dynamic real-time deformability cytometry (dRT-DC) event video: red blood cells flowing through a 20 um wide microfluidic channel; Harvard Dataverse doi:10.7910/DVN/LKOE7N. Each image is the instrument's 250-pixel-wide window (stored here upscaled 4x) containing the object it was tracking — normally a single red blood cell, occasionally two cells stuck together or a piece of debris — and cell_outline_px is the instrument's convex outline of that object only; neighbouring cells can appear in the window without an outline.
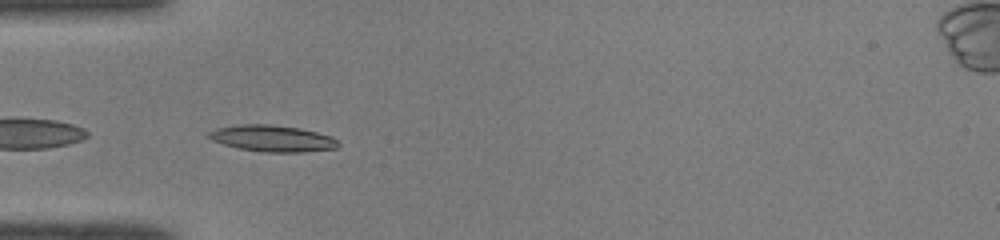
{"species": "common noctule bat (a hibernating species)", "species_latin": "Nyctalus noctula", "temperature_condition": "room temperature", "stored_images_in_passage": 35, "camera_frame_rate_fps": 3000, "um_per_image_px": 0.085, "animal": {"sex": "male", "body_mass_g": 19.0, "forearm_length_mm": 50.8}, "frame": {"image": 1, "passage_image": 1, "time_ms": 0.0, "image_size_px": [1000, 240], "cell_outline_px": [[340, 144], [336, 148], [300, 152], [264, 152], [240, 148], [224, 144], [212, 140], [208, 136], [208, 132], [216, 128], [236, 124], [268, 124], [300, 128], [332, 136]], "centroid_in_image_um": [23.14, 11.75], "position_along_channel_um": 61.9, "area_um2": 19.83}}
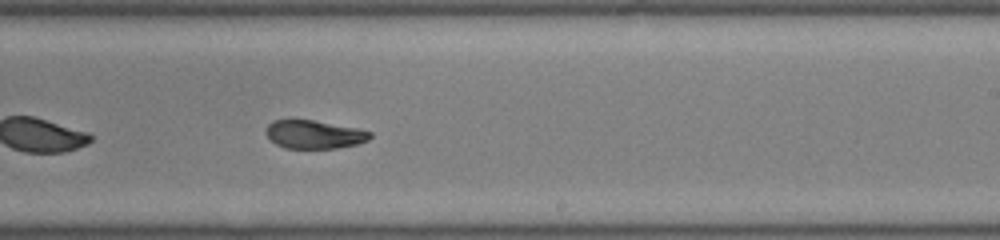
{"frame": {"image": 2, "passage_image": 16, "time_ms": 5.0, "image_size_px": [1000, 240], "cell_outline_px": [[372, 136], [368, 140], [356, 144], [336, 148], [284, 148], [276, 144], [264, 132], [268, 124], [272, 120], [312, 120], [356, 128], [372, 132]], "centroid_in_image_um": [26.69, 11.43], "position_along_channel_um": 262.3, "area_um2": 17.05}}
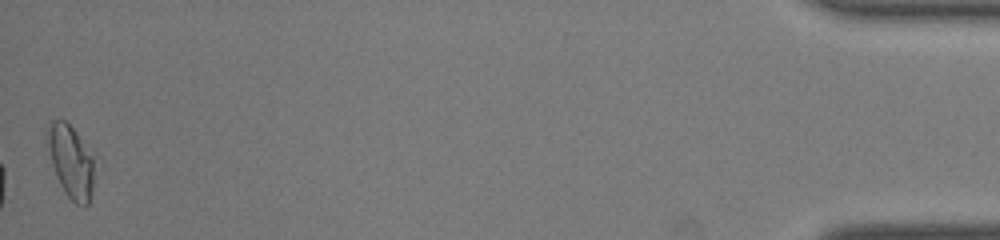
{"frame": {"image": 3, "passage_image": 35, "time_ms": 11.333, "image_size_px": [1000, 240], "cell_outline_px": [[92, 192], [88, 204], [84, 208], [76, 204], [64, 192], [56, 176], [52, 164], [48, 148], [44, 128], [52, 120], [64, 120], [92, 148]], "centroid_in_image_um": [6.0, 13.69], "position_along_channel_um": 429.2, "area_um2": 20.11}, "authors_computed_cell_mechanics": {"area_um2": 18.4382, "velocity_mm_per_s": 4.0707, "shape_relaxation_time_tau1_ms": 9.1173, "shape_relaxation_time_tau2_ms": 3.6764, "deformation_change_tau1": 0.279, "deformation_change_tau2": 0.0767}}